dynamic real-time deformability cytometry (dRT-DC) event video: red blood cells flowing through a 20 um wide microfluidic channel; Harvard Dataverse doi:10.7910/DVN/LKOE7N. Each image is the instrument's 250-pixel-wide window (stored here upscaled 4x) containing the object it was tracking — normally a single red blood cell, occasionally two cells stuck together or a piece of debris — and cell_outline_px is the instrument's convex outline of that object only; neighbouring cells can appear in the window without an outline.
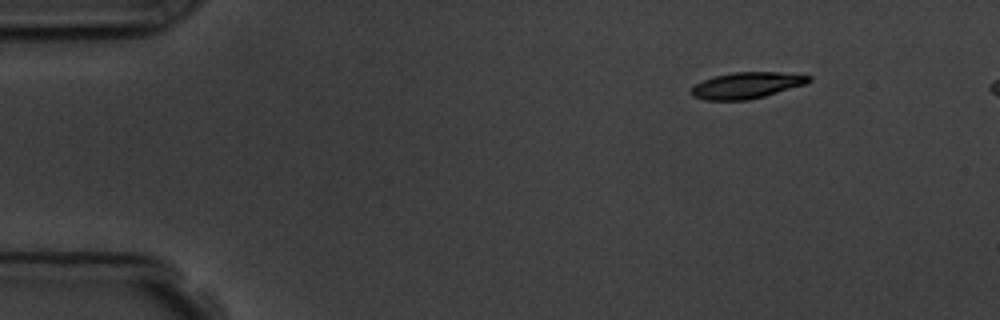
{"species": "common noctule bat (a hibernating species)", "species_latin": "Nyctalus noctula", "temperature_condition": "room temperature", "stored_images_in_passage": 5, "camera_frame_rate_fps": 3000, "um_per_image_px": 0.085, "animal": {"sex": "male", "body_mass_g": 19.5, "forearm_length_mm": 54.6}, "frame": {"image": 1, "passage_image": 1, "time_ms": 0.0, "image_size_px": [1000, 320], "cell_outline_px": [[812, 80], [804, 84], [764, 96], [748, 100], [704, 100], [692, 96], [688, 92], [696, 84], [712, 76], [732, 72], [780, 72], [812, 76]], "centroid_in_image_um": [63.42, 7.25], "position_along_channel_um": 21.6, "area_um2": 17.98}}